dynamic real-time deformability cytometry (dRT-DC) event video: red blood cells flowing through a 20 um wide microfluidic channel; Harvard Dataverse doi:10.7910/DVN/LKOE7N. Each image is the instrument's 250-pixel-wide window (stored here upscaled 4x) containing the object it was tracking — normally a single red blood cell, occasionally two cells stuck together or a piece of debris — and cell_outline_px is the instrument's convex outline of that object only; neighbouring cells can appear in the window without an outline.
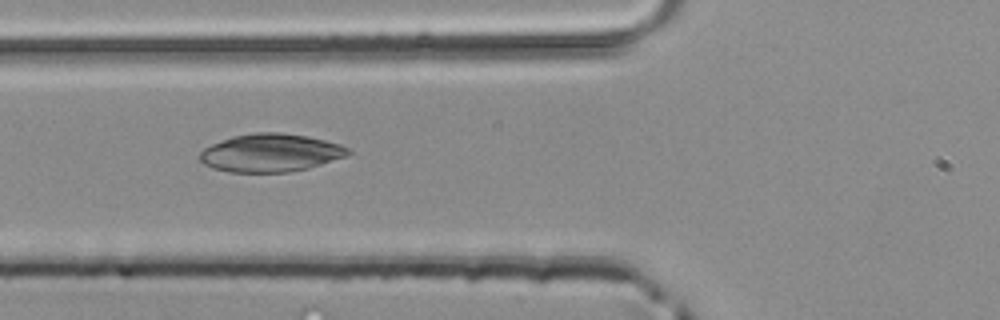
{"species": "common noctule bat (a hibernating species)", "species_latin": "Nyctalus noctula", "temperature_condition": "room temperature", "stored_images_in_passage": 33, "camera_frame_rate_fps": 3000, "um_per_image_px": 0.085, "animal": {"sex": "male", "body_mass_g": 20.4}, "frame": {"image": 1, "passage_image": 4, "time_ms": 1.0, "image_size_px": [1000, 320], "cell_outline_px": [[352, 152], [344, 156], [308, 168], [288, 172], [228, 172], [212, 168], [204, 164], [200, 160], [200, 152], [204, 148], [212, 144], [232, 136], [256, 132], [276, 132], [308, 136], [340, 144], [348, 148]], "centroid_in_image_um": [22.97, 12.99], "position_along_channel_um": 102.8, "area_um2": 32.66}}
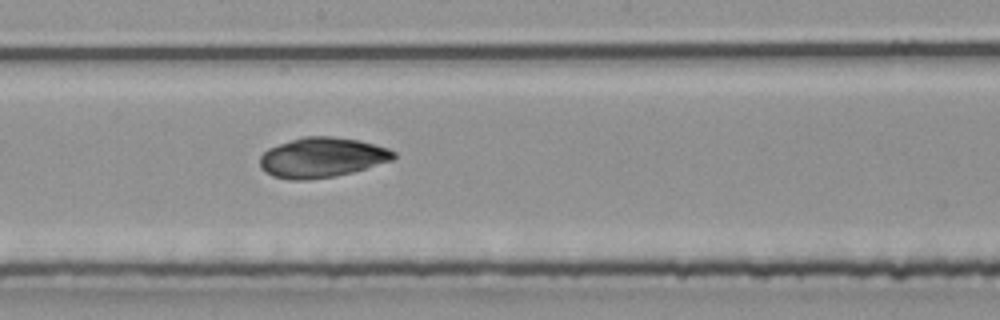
{"frame": {"image": 2, "passage_image": 12, "time_ms": 3.667, "image_size_px": [1000, 320], "cell_outline_px": [[396, 156], [392, 160], [352, 172], [336, 176], [308, 180], [288, 180], [272, 176], [264, 172], [260, 168], [260, 156], [268, 148], [304, 136], [332, 136], [360, 140], [388, 148], [396, 152]], "centroid_in_image_um": [27.35, 13.39], "position_along_channel_um": 220.9, "area_um2": 31.27}}
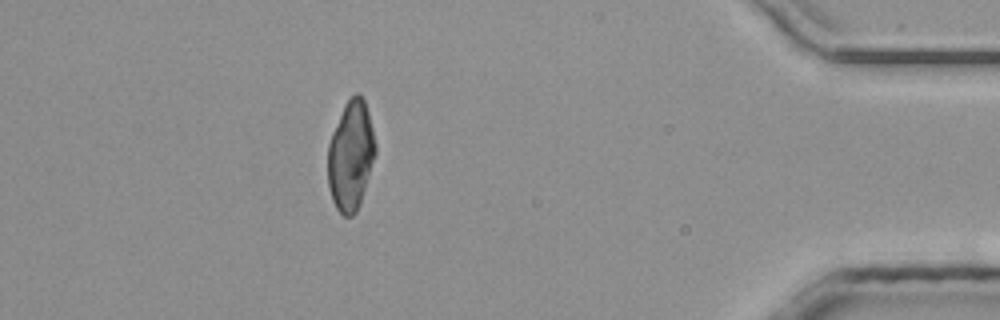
{"frame": {"image": 3, "passage_image": 28, "time_ms": 9.0, "image_size_px": [1000, 320], "cell_outline_px": [[376, 156], [356, 212], [352, 216], [344, 216], [336, 208], [332, 200], [328, 188], [328, 144], [332, 132], [344, 104], [356, 92], [364, 100], [368, 112], [376, 144]], "centroid_in_image_um": [29.81, 13.24], "position_along_channel_um": 405.4, "area_um2": 30.29}}